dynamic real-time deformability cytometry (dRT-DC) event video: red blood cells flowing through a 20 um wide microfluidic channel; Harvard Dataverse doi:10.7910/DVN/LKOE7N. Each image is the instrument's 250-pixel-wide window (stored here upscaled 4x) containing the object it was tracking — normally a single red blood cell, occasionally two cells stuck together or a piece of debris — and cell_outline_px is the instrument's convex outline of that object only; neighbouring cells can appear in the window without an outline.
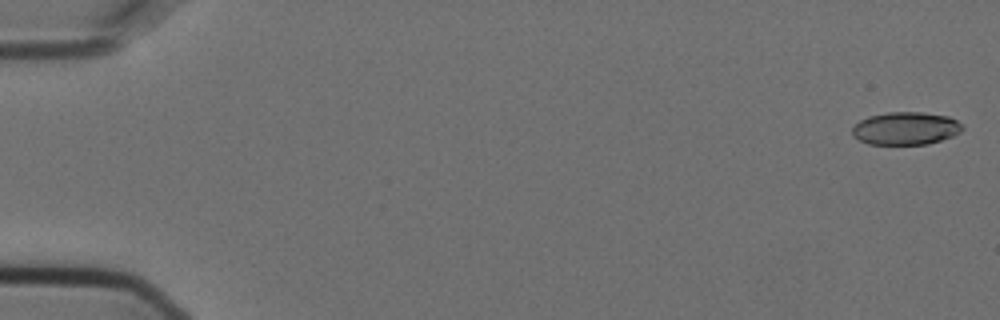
{"species": "Egyptian fruit bat (a non-hibernating species)", "species_latin": "Rousettus aegyptiacus", "temperature_condition": "cold", "stored_images_in_passage": 57, "camera_frame_rate_fps": 3000, "um_per_image_px": 0.085, "animal": {"sex": "female"}, "frame": {"image": 1, "passage_image": 2, "time_ms": 0.333, "image_size_px": [1000, 320], "cell_outline_px": [[964, 128], [960, 132], [952, 136], [928, 144], [868, 144], [852, 136], [852, 128], [860, 120], [868, 116], [888, 112], [924, 112], [948, 116], [956, 120]], "centroid_in_image_um": [76.97, 10.91], "position_along_channel_um": 8.0, "area_um2": 21.04}}
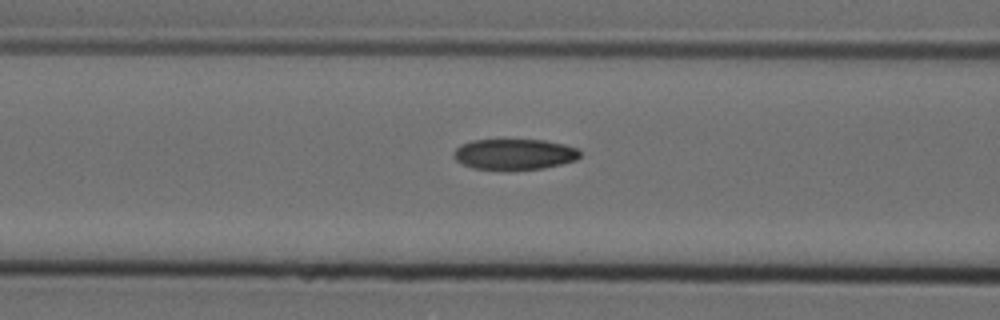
{"frame": {"image": 2, "passage_image": 24, "time_ms": 7.667, "image_size_px": [1000, 320], "cell_outline_px": [[580, 156], [576, 160], [544, 168], [472, 168], [456, 160], [452, 156], [452, 152], [460, 144], [472, 140], [544, 140], [564, 144], [580, 148]], "centroid_in_image_um": [43.73, 13.08], "position_along_channel_um": 122.9, "area_um2": 22.31}}
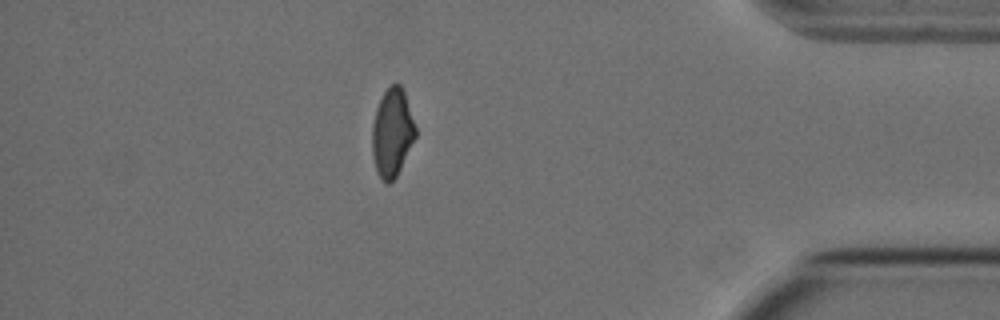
{"frame": {"image": 3, "passage_image": 50, "time_ms": 16.333, "image_size_px": [1000, 320], "cell_outline_px": [[416, 136], [396, 176], [388, 184], [384, 184], [376, 172], [372, 156], [372, 124], [376, 108], [384, 92], [392, 84], [400, 84], [404, 92], [416, 128]], "centroid_in_image_um": [33.31, 11.31], "position_along_channel_um": 401.9, "area_um2": 22.14}, "authors_computed_cell_mechanics": {"area_um2": 22.7732, "velocity_mm_per_s": 3.6366, "shape_relaxation_time_tau1_ms": null, "shape_relaxation_time_tau2_ms": 2.9505, "deformation_change_tau1": null, "deformation_change_tau2": 0.0803}}